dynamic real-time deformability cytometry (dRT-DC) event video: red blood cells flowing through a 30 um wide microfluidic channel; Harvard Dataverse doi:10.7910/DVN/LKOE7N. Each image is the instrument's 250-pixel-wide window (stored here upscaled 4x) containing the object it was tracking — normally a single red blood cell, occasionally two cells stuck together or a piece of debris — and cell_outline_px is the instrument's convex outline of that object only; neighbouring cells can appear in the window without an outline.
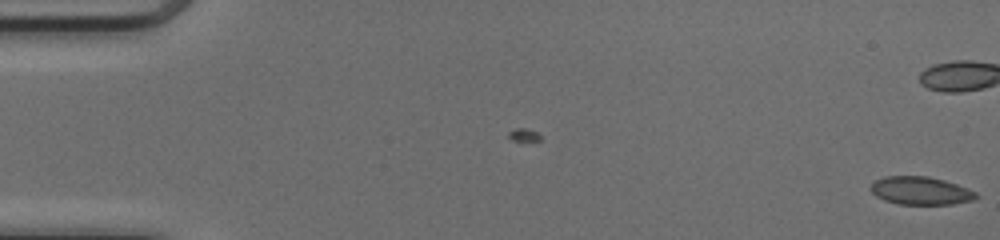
{"species": "common noctule bat (a hibernating species)", "species_latin": "Nyctalus noctula", "temperature_condition": "cold", "stored_images_in_passage": 5, "camera_frame_rate_fps": 3000, "um_per_image_px": 0.085, "animal": {"sex": "female", "body_mass_g": 17.0, "forearm_length_mm": 48.0}, "frame": {"image": 1, "passage_image": 5, "time_ms": 1.333, "image_size_px": [1000, 240], "cell_outline_px": [[980, 196], [976, 200], [952, 204], [896, 204], [884, 200], [876, 196], [868, 188], [876, 180], [884, 176], [928, 176], [944, 180], [968, 188], [976, 192]], "centroid_in_image_um": [78.27, 16.21], "position_along_channel_um": 6.7, "area_um2": 17.4}}